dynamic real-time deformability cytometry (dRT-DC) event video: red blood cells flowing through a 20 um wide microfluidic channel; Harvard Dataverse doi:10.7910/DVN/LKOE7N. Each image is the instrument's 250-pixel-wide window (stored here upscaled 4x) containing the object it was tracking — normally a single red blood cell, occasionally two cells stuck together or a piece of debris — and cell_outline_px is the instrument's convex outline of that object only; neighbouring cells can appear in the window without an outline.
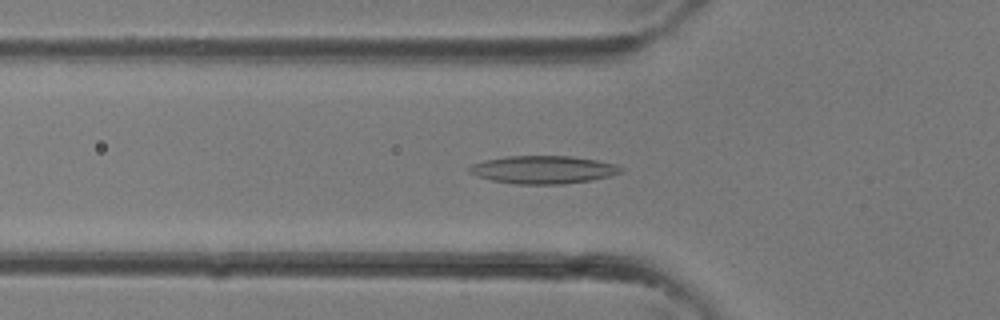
{"species": "common noctule bat (a hibernating species)", "species_latin": "Nyctalus noctula", "temperature_condition": "room temperature", "stored_images_in_passage": 7, "camera_frame_rate_fps": 3000, "um_per_image_px": 0.085, "animal": {"sex": "female"}, "frame": {"image": 1, "passage_image": 6, "time_ms": 1.667, "image_size_px": [1000, 320], "cell_outline_px": [[624, 172], [592, 180], [564, 184], [516, 184], [492, 180], [476, 176], [468, 172], [468, 168], [472, 164], [484, 160], [508, 156], [572, 156], [596, 160], [616, 164], [624, 168]], "centroid_in_image_um": [46.18, 14.42], "position_along_channel_um": 79.6, "area_um2": 24.74}}